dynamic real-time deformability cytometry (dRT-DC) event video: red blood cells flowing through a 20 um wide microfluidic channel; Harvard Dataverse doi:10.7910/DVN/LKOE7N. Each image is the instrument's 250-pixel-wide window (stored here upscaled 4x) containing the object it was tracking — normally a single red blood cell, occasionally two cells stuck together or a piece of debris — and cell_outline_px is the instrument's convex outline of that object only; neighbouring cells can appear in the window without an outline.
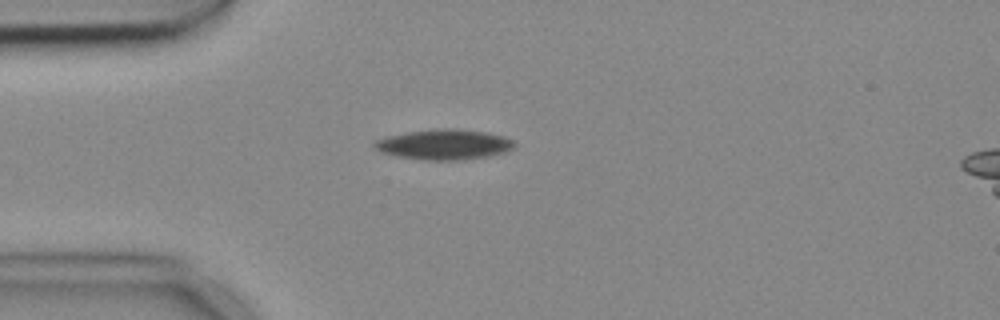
{"species": "common noctule bat (a hibernating species)", "species_latin": "Nyctalus noctula", "temperature_condition": "cold", "stored_images_in_passage": 4, "camera_frame_rate_fps": 3000, "um_per_image_px": 0.085, "animal": {"sex": "female", "body_mass_g": 18.4}, "frame": {"image": 1, "passage_image": 4, "time_ms": 1.0, "image_size_px": [1000, 320], "cell_outline_px": [[516, 144], [512, 148], [504, 152], [488, 156], [464, 160], [424, 160], [396, 156], [380, 152], [372, 144], [376, 140], [388, 136], [408, 132], [440, 128], [456, 128], [488, 132], [504, 136], [512, 140]], "centroid_in_image_um": [37.76, 12.28], "position_along_channel_um": 47.2, "area_um2": 24.74}}